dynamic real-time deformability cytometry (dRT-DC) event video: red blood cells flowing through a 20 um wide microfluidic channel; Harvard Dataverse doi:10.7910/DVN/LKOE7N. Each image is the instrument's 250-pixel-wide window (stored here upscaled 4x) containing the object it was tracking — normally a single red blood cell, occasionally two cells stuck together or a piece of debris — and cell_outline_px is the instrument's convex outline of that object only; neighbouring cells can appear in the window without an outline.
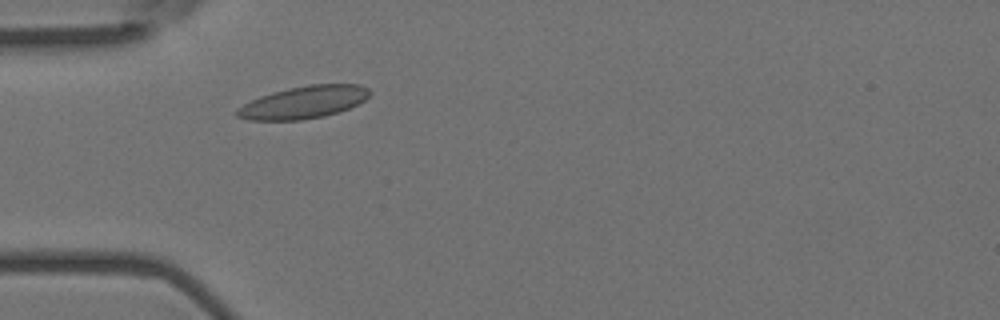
{"species": "Egyptian fruit bat (a non-hibernating species)", "species_latin": "Rousettus aegyptiacus", "temperature_condition": "room temperature", "stored_images_in_passage": 3, "camera_frame_rate_fps": 3000, "um_per_image_px": 0.085, "animal": {"sex": "female"}, "frame": {"image": 1, "passage_image": 3, "time_ms": 0.667, "image_size_px": [1000, 320], "cell_outline_px": [[372, 92], [364, 100], [340, 112], [324, 116], [300, 120], [248, 120], [236, 116], [236, 108], [260, 96], [272, 92], [288, 88], [308, 84], [360, 84], [368, 88]], "centroid_in_image_um": [25.81, 8.69], "position_along_channel_um": 59.2, "area_um2": 25.09}}